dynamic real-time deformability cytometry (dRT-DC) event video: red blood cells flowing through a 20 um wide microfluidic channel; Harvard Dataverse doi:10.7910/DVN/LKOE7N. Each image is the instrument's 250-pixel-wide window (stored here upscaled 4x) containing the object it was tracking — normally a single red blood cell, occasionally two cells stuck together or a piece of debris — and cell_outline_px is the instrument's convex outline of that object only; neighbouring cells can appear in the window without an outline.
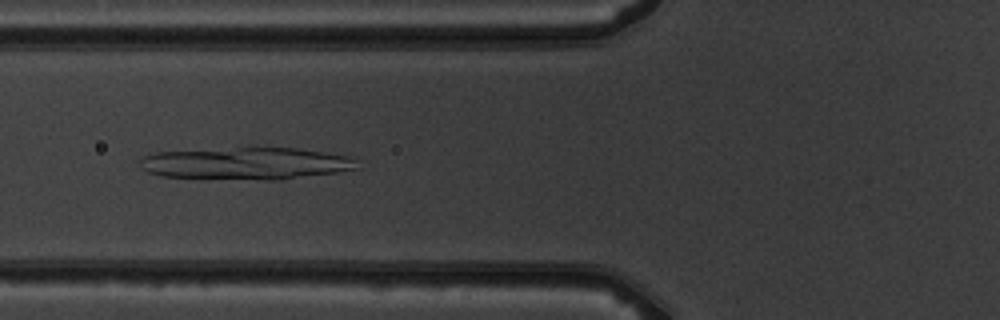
{"species": "common noctule bat (a hibernating species)", "species_latin": "Nyctalus noctula", "temperature_condition": "warm", "stored_images_in_passage": 7, "camera_frame_rate_fps": 3000, "um_per_image_px": 0.085, "animal": {"sex": "male", "body_mass_g": 19.5, "forearm_length_mm": 54.6}, "frame": {"image": 1, "passage_image": 7, "time_ms": 6.667, "image_size_px": [1000, 320], "cell_outline_px": [[360, 168], [336, 172], [280, 180], [268, 180], [164, 176], [148, 172], [140, 168], [140, 160], [144, 156], [156, 152], [236, 148], [296, 148], [352, 156]], "centroid_in_image_um": [20.96, 13.89], "position_along_channel_um": 104.8, "area_um2": 40.34}}